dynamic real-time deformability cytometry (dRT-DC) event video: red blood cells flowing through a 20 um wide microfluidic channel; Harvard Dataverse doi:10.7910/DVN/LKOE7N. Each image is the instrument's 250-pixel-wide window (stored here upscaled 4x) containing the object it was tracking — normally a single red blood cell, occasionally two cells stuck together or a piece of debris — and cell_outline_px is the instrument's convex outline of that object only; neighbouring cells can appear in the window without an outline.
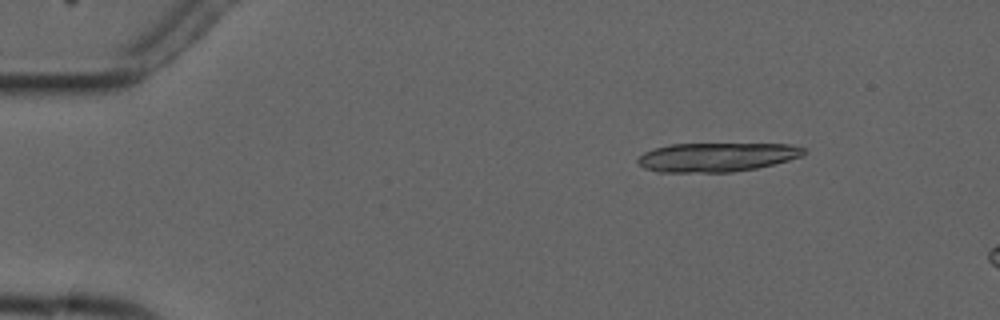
{"species": "common noctule bat (a hibernating species)", "species_latin": "Nyctalus noctula", "temperature_condition": "cold", "stored_images_in_passage": 4, "camera_frame_rate_fps": 3000, "um_per_image_px": 0.085, "animal": {"sex": "male", "forearm_length_mm": 52.5}, "frame": {"image": 1, "passage_image": 2, "time_ms": 2.0, "image_size_px": [1000, 320], "cell_outline_px": [[808, 152], [800, 156], [788, 160], [756, 168], [732, 172], [656, 172], [644, 168], [636, 160], [644, 152], [656, 148], [672, 144], [792, 144], [808, 148]], "centroid_in_image_um": [60.95, 13.35], "position_along_channel_um": 24.0, "area_um2": 28.03}}